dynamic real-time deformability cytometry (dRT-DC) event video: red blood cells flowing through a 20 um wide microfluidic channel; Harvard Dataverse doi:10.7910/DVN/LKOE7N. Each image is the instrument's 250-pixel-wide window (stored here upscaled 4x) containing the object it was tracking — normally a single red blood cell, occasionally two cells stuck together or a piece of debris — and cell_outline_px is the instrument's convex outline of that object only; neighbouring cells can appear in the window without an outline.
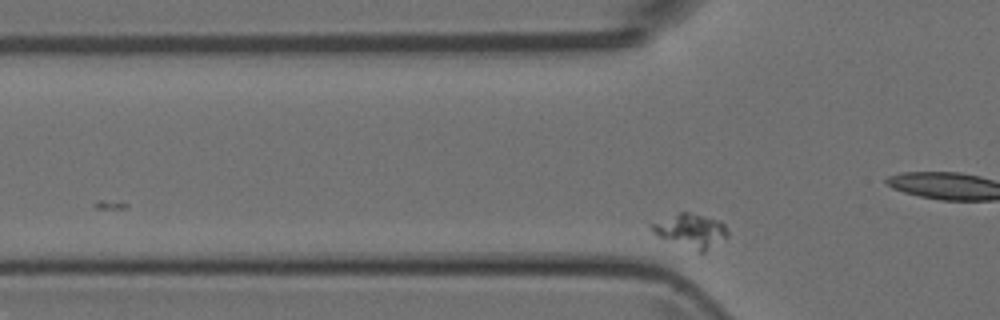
{"species": "Egyptian fruit bat (a non-hibernating species)", "species_latin": "Rousettus aegyptiacus", "temperature_condition": "room temperature", "stored_images_in_passage": 2, "camera_frame_rate_fps": 3000, "um_per_image_px": 0.085, "animal": {"sex": "female"}, "frame": {"image": 1, "passage_image": 2, "time_ms": 1.333, "image_size_px": [1000, 320], "cell_outline_px": [[728, 236], [704, 252], [700, 252], [656, 236], [652, 232], [652, 224], [680, 212], [688, 212], [720, 220], [728, 228]], "centroid_in_image_um": [58.76, 19.61], "position_along_channel_um": 67.0, "area_um2": 14.68}}